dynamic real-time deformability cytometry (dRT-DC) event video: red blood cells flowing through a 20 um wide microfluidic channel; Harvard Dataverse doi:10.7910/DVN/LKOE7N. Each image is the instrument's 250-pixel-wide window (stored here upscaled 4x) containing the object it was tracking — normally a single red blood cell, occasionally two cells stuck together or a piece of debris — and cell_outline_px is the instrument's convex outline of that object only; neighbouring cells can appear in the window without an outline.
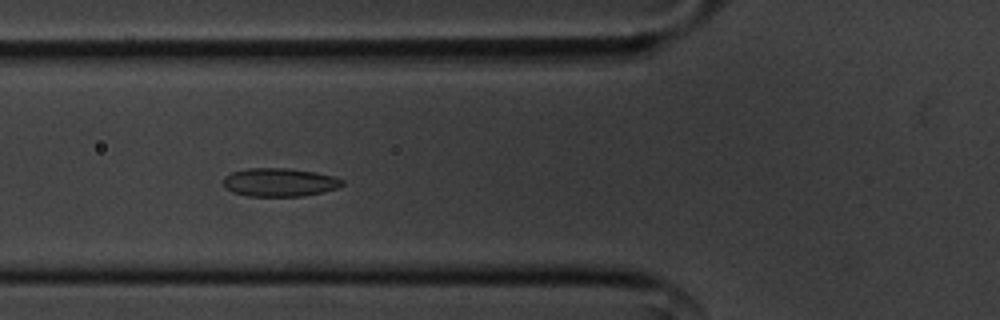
{"species": "common noctule bat (a hibernating species)", "species_latin": "Nyctalus noctula", "temperature_condition": "cold", "stored_images_in_passage": 31, "camera_frame_rate_fps": 3000, "um_per_image_px": 0.085, "animal": {"sex": "male", "body_mass_g": 20.1, "forearm_length_mm": 53.5}, "frame": {"image": 1, "passage_image": 6, "time_ms": 1.667, "image_size_px": [1000, 320], "cell_outline_px": [[344, 184], [336, 188], [324, 192], [304, 196], [248, 196], [232, 192], [224, 188], [224, 176], [232, 172], [248, 168], [288, 168], [312, 172], [332, 176], [344, 180]], "centroid_in_image_um": [23.73, 15.5], "position_along_channel_um": 102.1, "area_um2": 19.65}}
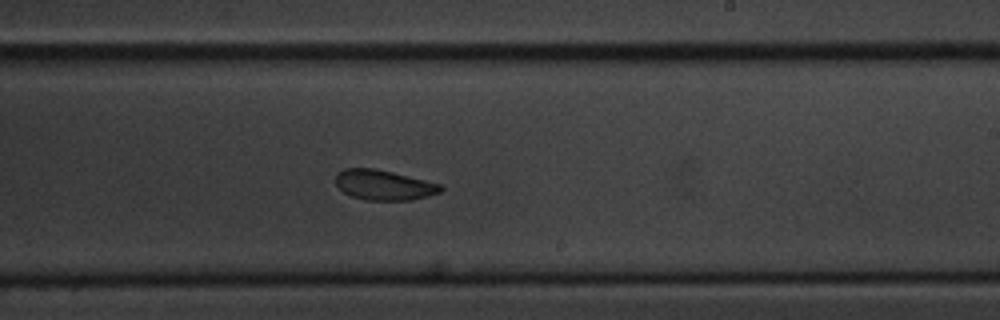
{"frame": {"image": 2, "passage_image": 19, "time_ms": 6.0, "image_size_px": [1000, 320], "cell_outline_px": [[444, 188], [440, 192], [428, 196], [412, 200], [368, 200], [352, 196], [344, 192], [336, 184], [336, 172], [344, 168], [376, 168], [440, 184]], "centroid_in_image_um": [32.61, 15.72], "position_along_channel_um": 256.4, "area_um2": 18.32}}
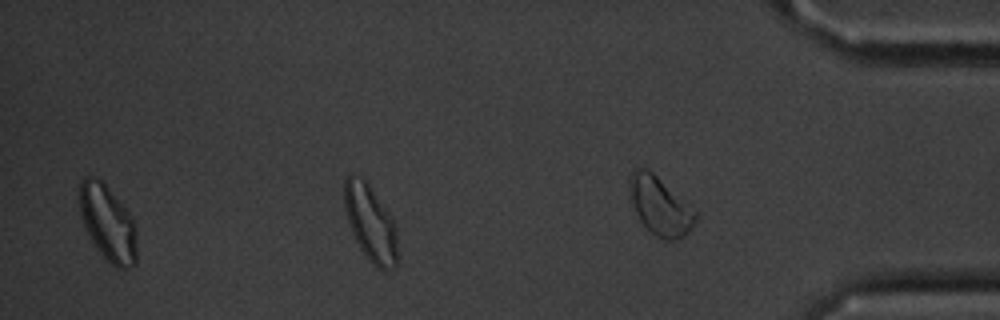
{"frame": {"image": 3, "passage_image": 30, "time_ms": 9.667, "image_size_px": [1000, 320], "cell_outline_px": [[136, 264], [128, 268], [116, 268], [96, 248], [88, 236], [80, 216], [80, 184], [84, 176], [96, 176], [104, 184], [128, 212], [136, 228]], "centroid_in_image_um": [9.15, 18.98], "position_along_channel_um": 426.1, "area_um2": 25.03}, "authors_computed_cell_mechanics": {"area_um2": 19.5364, "velocity_mm_per_s": 3.5565, "shape_relaxation_time_tau1_ms": 3.4364, "shape_relaxation_time_tau2_ms": 3.3119, "deformation_change_tau1": 0.0641, "deformation_change_tau2": 0.0685}}